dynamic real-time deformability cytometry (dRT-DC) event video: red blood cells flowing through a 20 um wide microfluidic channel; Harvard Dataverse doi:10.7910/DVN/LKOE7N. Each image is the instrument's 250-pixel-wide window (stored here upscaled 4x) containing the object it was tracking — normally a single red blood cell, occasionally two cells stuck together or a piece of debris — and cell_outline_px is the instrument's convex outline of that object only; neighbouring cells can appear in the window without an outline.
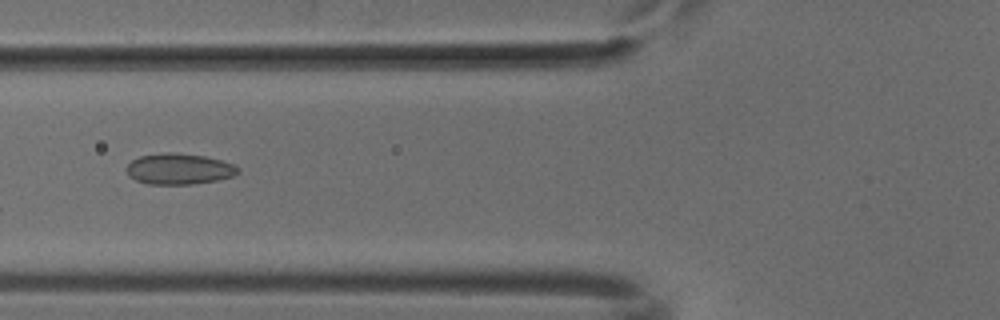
{"species": "common noctule bat (a hibernating species)", "species_latin": "Nyctalus noctula", "temperature_condition": "cold", "stored_images_in_passage": 52, "camera_frame_rate_fps": 3000, "um_per_image_px": 0.085, "animal": {"sex": "male", "body_mass_g": 18.8}, "frame": {"image": 1, "passage_image": 20, "time_ms": 6.333, "image_size_px": [1000, 320], "cell_outline_px": [[240, 172], [232, 176], [216, 180], [192, 184], [148, 184], [136, 180], [128, 176], [124, 168], [132, 160], [140, 156], [168, 152], [176, 152], [204, 156], [236, 164], [240, 168]], "centroid_in_image_um": [15.21, 14.35], "position_along_channel_um": 110.6, "area_um2": 20.23}}
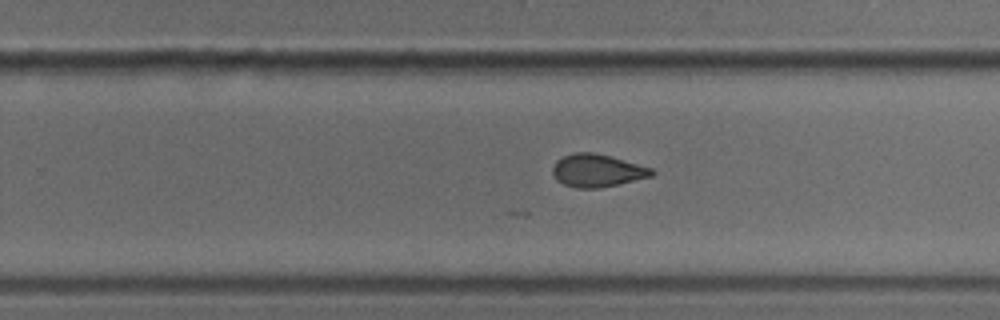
{"frame": {"image": 2, "passage_image": 33, "time_ms": 10.667, "image_size_px": [1000, 320], "cell_outline_px": [[656, 172], [652, 176], [600, 188], [576, 188], [564, 184], [556, 180], [552, 172], [552, 168], [556, 160], [564, 156], [576, 152], [592, 152], [608, 156], [652, 168]], "centroid_in_image_um": [50.73, 14.5], "position_along_channel_um": 279.1, "area_um2": 18.73}}
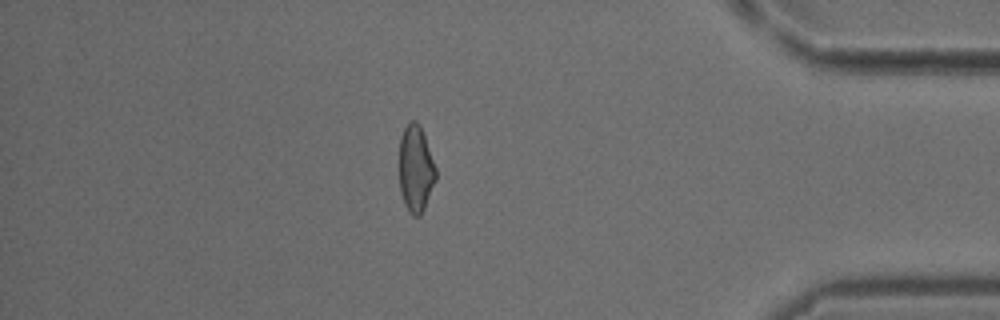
{"frame": {"image": 3, "passage_image": 45, "time_ms": 14.667, "image_size_px": [1000, 320], "cell_outline_px": [[436, 180], [424, 208], [420, 216], [412, 216], [408, 212], [404, 204], [400, 192], [400, 136], [404, 128], [412, 120], [416, 120], [420, 124], [436, 168]], "centroid_in_image_um": [35.33, 14.36], "position_along_channel_um": 399.9, "area_um2": 18.5}}